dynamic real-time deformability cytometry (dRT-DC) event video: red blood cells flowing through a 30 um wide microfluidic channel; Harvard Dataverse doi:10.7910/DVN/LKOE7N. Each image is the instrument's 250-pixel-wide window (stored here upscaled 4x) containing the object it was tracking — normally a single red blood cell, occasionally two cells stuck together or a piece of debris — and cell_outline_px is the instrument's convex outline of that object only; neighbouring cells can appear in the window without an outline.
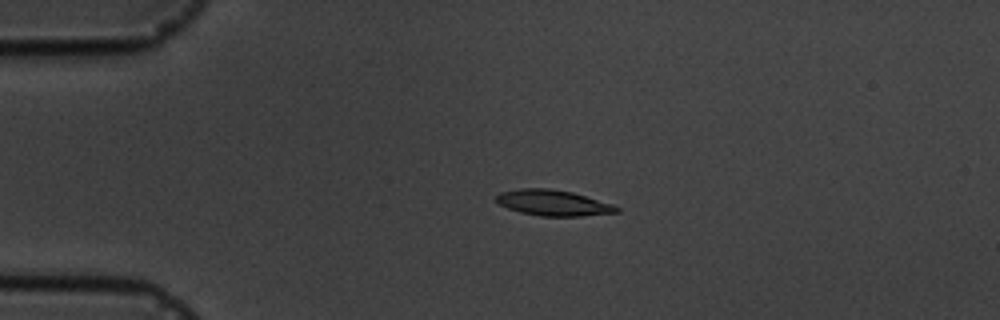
{"species": "common noctule bat (a hibernating species)", "species_latin": "Nyctalus noctula", "temperature_condition": "cold", "stored_images_in_passage": 4, "camera_frame_rate_fps": 3000, "um_per_image_px": 0.085, "animal": {"sex": "male", "body_mass_g": 19.5, "forearm_length_mm": 54.6}, "frame": {"image": 1, "passage_image": 1, "time_ms": 0.0, "image_size_px": [1000, 320], "cell_outline_px": [[620, 212], [580, 216], [540, 216], [520, 212], [508, 208], [500, 204], [496, 200], [496, 196], [500, 192], [520, 188], [548, 188], [572, 192], [612, 204], [620, 208]], "centroid_in_image_um": [47.02, 17.24], "position_along_channel_um": 38.0, "area_um2": 17.98}}
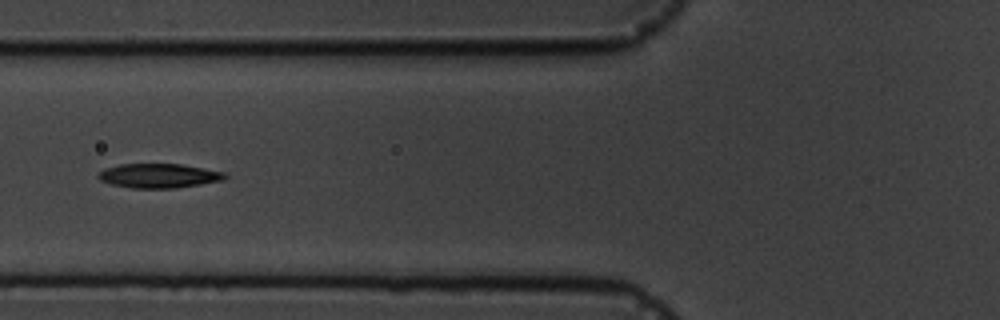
{"frame": {"image": 2, "passage_image": 3, "time_ms": 3.0, "image_size_px": [1000, 320], "cell_outline_px": [[228, 176], [224, 180], [176, 188], [132, 188], [112, 184], [100, 180], [96, 176], [96, 172], [104, 168], [120, 164], [180, 164], [204, 168], [224, 172]], "centroid_in_image_um": [13.47, 14.93], "position_along_channel_um": 112.3, "area_um2": 18.03}}
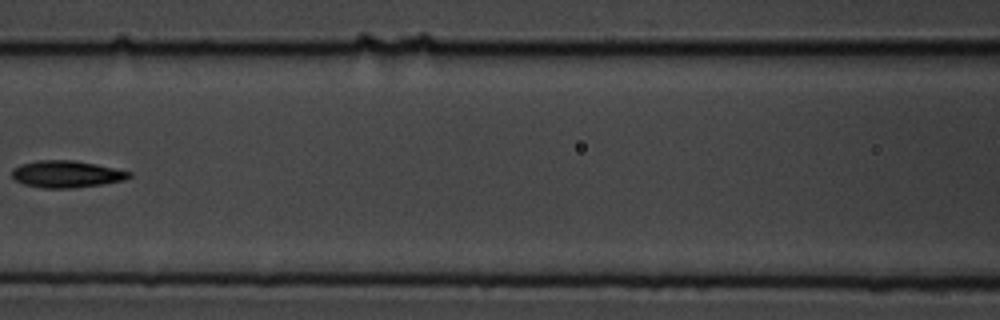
{"frame": {"image": 3, "passage_image": 4, "time_ms": 4.333, "image_size_px": [1000, 320], "cell_outline_px": [[132, 176], [124, 180], [100, 184], [72, 188], [44, 188], [24, 184], [16, 180], [12, 176], [12, 168], [20, 164], [36, 160], [76, 160], [96, 164], [132, 172]], "centroid_in_image_um": [5.64, 14.78], "position_along_channel_um": 161.0, "area_um2": 18.38}}